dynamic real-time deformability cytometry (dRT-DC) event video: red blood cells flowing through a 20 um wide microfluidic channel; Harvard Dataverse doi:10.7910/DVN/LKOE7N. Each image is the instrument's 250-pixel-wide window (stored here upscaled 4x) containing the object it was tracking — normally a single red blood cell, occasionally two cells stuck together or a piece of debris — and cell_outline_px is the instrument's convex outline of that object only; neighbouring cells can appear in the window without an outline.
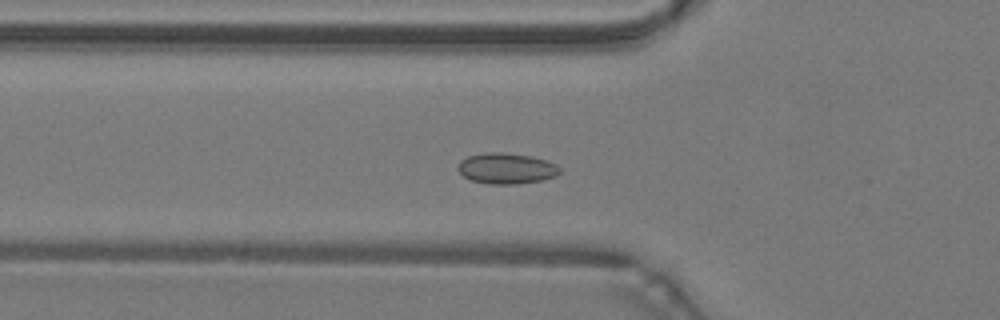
{"species": "common noctule bat (a hibernating species)", "species_latin": "Nyctalus noctula", "temperature_condition": "warm", "stored_images_in_passage": 45, "camera_frame_rate_fps": 3000, "um_per_image_px": 0.085, "animal": {"sex": "male", "body_mass_g": 19.2, "forearm_length_mm": 51.8}, "frame": {"image": 1, "passage_image": 13, "time_ms": 4.0, "image_size_px": [1000, 320], "cell_outline_px": [[560, 172], [556, 176], [540, 180], [516, 184], [488, 184], [472, 180], [464, 176], [456, 168], [460, 160], [468, 156], [484, 152], [504, 152], [532, 156], [548, 160], [556, 164], [560, 168]], "centroid_in_image_um": [43.04, 14.3], "position_along_channel_um": 82.8, "area_um2": 18.44}}
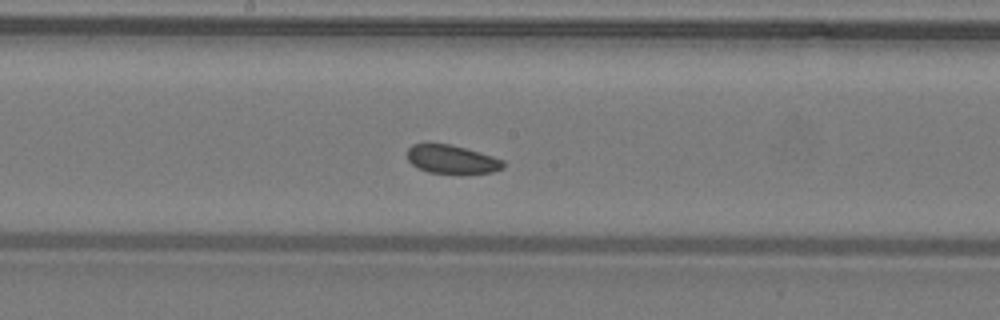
{"frame": {"image": 2, "passage_image": 22, "time_ms": 7.0, "image_size_px": [1000, 320], "cell_outline_px": [[504, 168], [492, 172], [460, 176], [428, 172], [412, 164], [408, 160], [408, 148], [412, 144], [448, 144], [464, 148], [492, 156], [504, 160]], "centroid_in_image_um": [38.44, 13.6], "position_along_channel_um": 209.8, "area_um2": 16.3}}
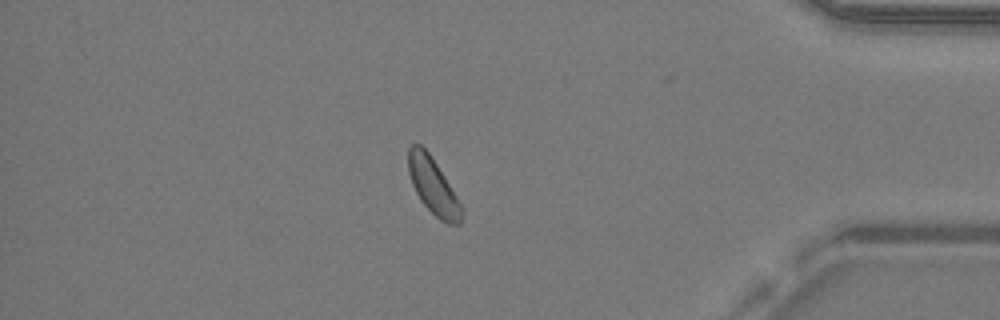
{"frame": {"image": 3, "passage_image": 38, "time_ms": 12.333, "image_size_px": [1000, 320], "cell_outline_px": [[464, 208], [460, 224], [448, 224], [440, 220], [420, 200], [412, 184], [408, 172], [408, 148], [412, 144], [420, 144], [428, 152], [436, 164]], "centroid_in_image_um": [36.81, 15.83], "position_along_channel_um": 398.4, "area_um2": 17.22}}